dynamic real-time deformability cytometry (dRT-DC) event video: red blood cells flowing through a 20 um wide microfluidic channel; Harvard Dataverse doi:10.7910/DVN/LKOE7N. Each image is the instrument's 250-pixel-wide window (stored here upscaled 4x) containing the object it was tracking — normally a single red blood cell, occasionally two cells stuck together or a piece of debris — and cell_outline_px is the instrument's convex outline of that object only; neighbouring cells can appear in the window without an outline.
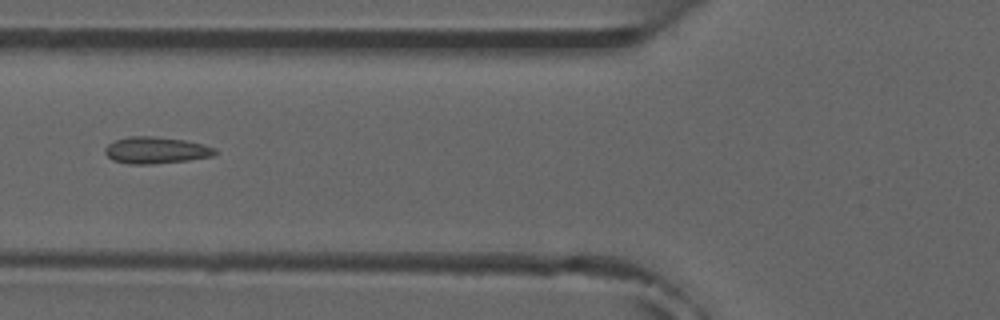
{"species": "common noctule bat (a hibernating species)", "species_latin": "Nyctalus noctula", "temperature_condition": "room temperature", "stored_images_in_passage": 6, "camera_frame_rate_fps": 3000, "um_per_image_px": 0.085, "animal": {"sex": "male", "forearm_length_mm": 52.5}, "frame": {"image": 1, "passage_image": 6, "time_ms": 6.0, "image_size_px": [1000, 320], "cell_outline_px": [[216, 152], [212, 156], [188, 160], [152, 164], [128, 164], [112, 160], [104, 152], [104, 148], [108, 144], [116, 140], [128, 136], [152, 136], [184, 140], [204, 144], [216, 148]], "centroid_in_image_um": [13.23, 12.77], "position_along_channel_um": 112.6, "area_um2": 17.11}}